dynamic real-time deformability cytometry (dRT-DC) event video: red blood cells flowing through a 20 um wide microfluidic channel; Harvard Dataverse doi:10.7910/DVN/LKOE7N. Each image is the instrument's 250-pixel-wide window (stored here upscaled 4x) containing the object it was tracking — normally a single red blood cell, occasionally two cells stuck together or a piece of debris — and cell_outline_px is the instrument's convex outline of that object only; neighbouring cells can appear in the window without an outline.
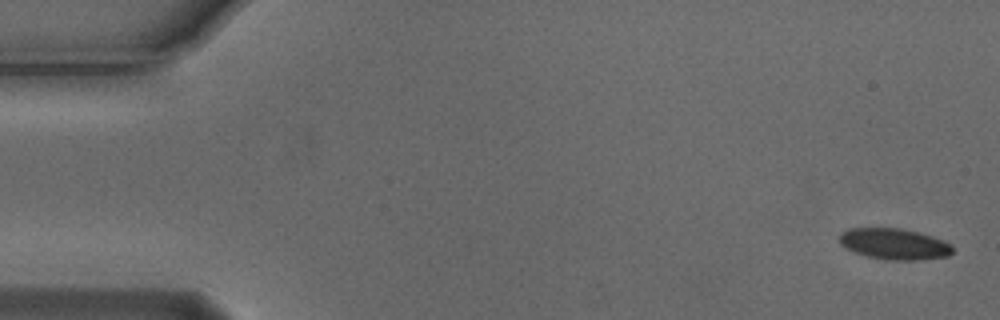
{"species": "Egyptian fruit bat (a non-hibernating species)", "species_latin": "Rousettus aegyptiacus", "temperature_condition": "cold", "stored_images_in_passage": 3, "camera_frame_rate_fps": 3000, "um_per_image_px": 0.085, "animal": {"sex": "male"}, "frame": {"image": 1, "passage_image": 1, "time_ms": 0.0, "image_size_px": [1000, 320], "cell_outline_px": [[952, 252], [948, 256], [916, 260], [888, 260], [868, 256], [856, 252], [840, 244], [840, 232], [848, 228], [900, 228], [932, 236], [944, 240], [952, 244]], "centroid_in_image_um": [76.02, 20.73], "position_along_channel_um": 9.0, "area_um2": 20.35}}